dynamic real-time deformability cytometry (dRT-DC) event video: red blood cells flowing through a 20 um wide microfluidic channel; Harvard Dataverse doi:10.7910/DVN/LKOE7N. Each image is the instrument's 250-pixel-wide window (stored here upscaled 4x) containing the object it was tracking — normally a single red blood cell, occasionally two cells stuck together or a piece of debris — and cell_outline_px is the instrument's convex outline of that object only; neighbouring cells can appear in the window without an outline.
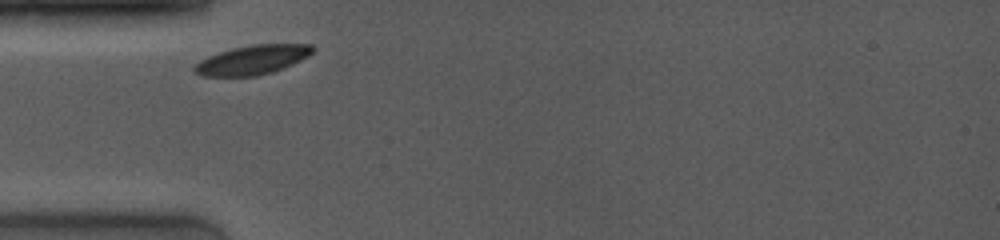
{"species": "common noctule bat (a hibernating species)", "species_latin": "Nyctalus noctula", "temperature_condition": "room temperature", "stored_images_in_passage": 24, "camera_frame_rate_fps": 4000, "um_per_image_px": 0.085, "animal": {"sex": "female", "body_mass_g": 19.0, "forearm_length_mm": 53.3}, "frame": {"image": 1, "passage_image": 1, "time_ms": 0.0, "image_size_px": [1000, 240], "cell_outline_px": [[316, 48], [308, 56], [284, 68], [272, 72], [256, 76], [204, 76], [196, 72], [192, 68], [200, 60], [208, 56], [232, 48], [252, 44], [312, 44]], "centroid_in_image_um": [21.48, 5.08], "position_along_channel_um": 63.5, "area_um2": 20.11}}
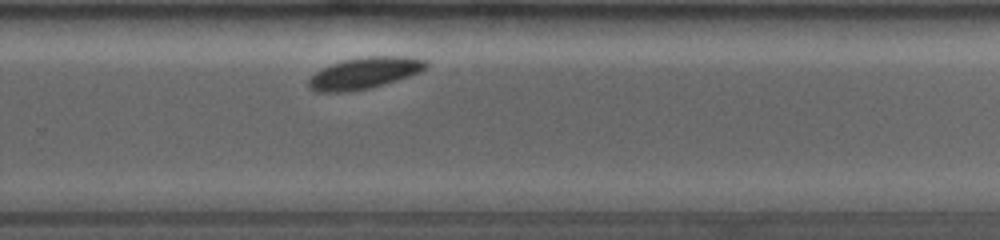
{"frame": {"image": 2, "passage_image": 17, "time_ms": 6.25, "image_size_px": [1000, 240], "cell_outline_px": [[428, 68], [420, 72], [384, 84], [368, 88], [348, 92], [316, 92], [308, 88], [308, 76], [332, 64], [344, 60], [368, 56], [408, 56], [428, 60]], "centroid_in_image_um": [30.98, 6.21], "position_along_channel_um": 298.8, "area_um2": 21.62}}
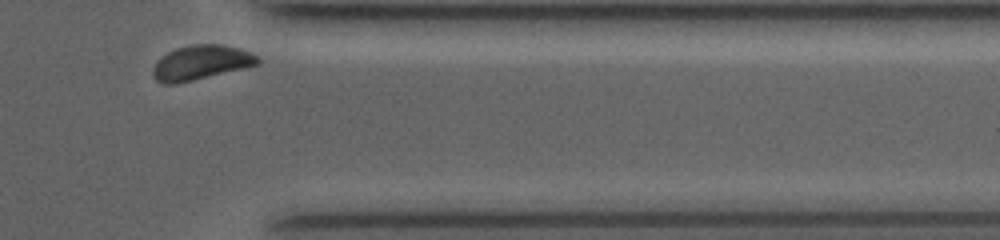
{"frame": {"image": 3, "passage_image": 23, "time_ms": 8.75, "image_size_px": [1000, 240], "cell_outline_px": [[260, 60], [256, 64], [192, 80], [172, 84], [164, 84], [156, 80], [152, 76], [152, 68], [156, 60], [168, 52], [176, 48], [196, 44], [220, 44], [236, 48], [248, 52], [256, 56]], "centroid_in_image_um": [16.97, 5.31], "position_along_channel_um": 394.4, "area_um2": 20.46}, "authors_computed_cell_mechanics": {"area_um2": 20.808, "velocity_mm_per_s": 3.7873, "shape_relaxation_time_tau1_ms": 0.4374, "shape_relaxation_time_tau2_ms": null, "deformation_change_tau1": 0.0416, "deformation_change_tau2": null}}